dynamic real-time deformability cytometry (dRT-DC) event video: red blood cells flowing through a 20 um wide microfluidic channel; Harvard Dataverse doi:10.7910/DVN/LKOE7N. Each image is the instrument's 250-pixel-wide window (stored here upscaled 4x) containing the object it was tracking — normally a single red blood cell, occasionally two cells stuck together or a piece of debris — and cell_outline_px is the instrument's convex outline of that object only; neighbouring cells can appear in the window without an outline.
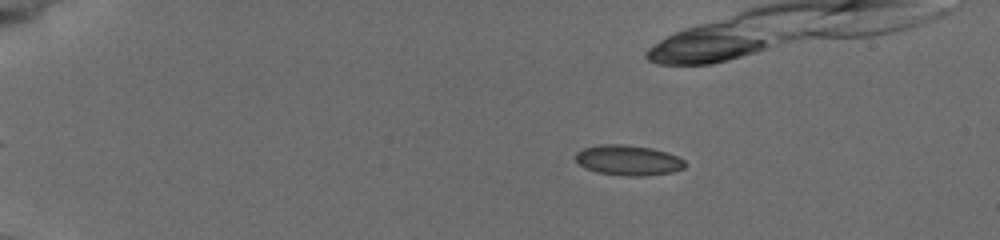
{"species": "common noctule bat (a hibernating species)", "species_latin": "Nyctalus noctula", "temperature_condition": "cold", "stored_images_in_passage": 10, "camera_frame_rate_fps": 3000, "um_per_image_px": 0.085, "animal": {"sex": "female", "body_mass_g": 19.5, "forearm_length_mm": 54.1}, "frame": {"image": 1, "passage_image": 4, "time_ms": 2.667, "image_size_px": [1000, 240], "cell_outline_px": [[684, 168], [672, 172], [644, 176], [628, 176], [596, 172], [584, 168], [576, 160], [576, 152], [584, 148], [600, 144], [624, 144], [652, 148], [668, 152], [684, 160]], "centroid_in_image_um": [53.39, 13.61], "position_along_channel_um": 31.6, "area_um2": 19.31}}